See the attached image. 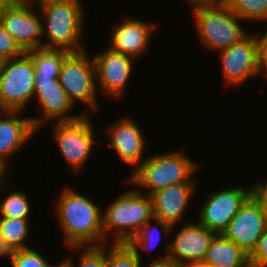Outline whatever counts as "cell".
Listing matches in <instances>:
<instances>
[{
  "label": "cell",
  "instance_id": "484cf974",
  "mask_svg": "<svg viewBox=\"0 0 267 267\" xmlns=\"http://www.w3.org/2000/svg\"><path fill=\"white\" fill-rule=\"evenodd\" d=\"M244 21L267 22V0H222Z\"/></svg>",
  "mask_w": 267,
  "mask_h": 267
},
{
  "label": "cell",
  "instance_id": "83f0119b",
  "mask_svg": "<svg viewBox=\"0 0 267 267\" xmlns=\"http://www.w3.org/2000/svg\"><path fill=\"white\" fill-rule=\"evenodd\" d=\"M144 261L125 243L107 244V267H141Z\"/></svg>",
  "mask_w": 267,
  "mask_h": 267
},
{
  "label": "cell",
  "instance_id": "836d02e7",
  "mask_svg": "<svg viewBox=\"0 0 267 267\" xmlns=\"http://www.w3.org/2000/svg\"><path fill=\"white\" fill-rule=\"evenodd\" d=\"M9 166L10 165H8L0 158V186L10 183L11 178L9 177V168L11 167Z\"/></svg>",
  "mask_w": 267,
  "mask_h": 267
},
{
  "label": "cell",
  "instance_id": "e575fe53",
  "mask_svg": "<svg viewBox=\"0 0 267 267\" xmlns=\"http://www.w3.org/2000/svg\"><path fill=\"white\" fill-rule=\"evenodd\" d=\"M181 1H183L184 3H187L186 5H189L192 9L198 6L215 4L219 2L220 0H181Z\"/></svg>",
  "mask_w": 267,
  "mask_h": 267
},
{
  "label": "cell",
  "instance_id": "e0dca14e",
  "mask_svg": "<svg viewBox=\"0 0 267 267\" xmlns=\"http://www.w3.org/2000/svg\"><path fill=\"white\" fill-rule=\"evenodd\" d=\"M191 221L183 223L169 242L167 259L177 266L204 260L211 240L216 235L197 220Z\"/></svg>",
  "mask_w": 267,
  "mask_h": 267
},
{
  "label": "cell",
  "instance_id": "2e32d148",
  "mask_svg": "<svg viewBox=\"0 0 267 267\" xmlns=\"http://www.w3.org/2000/svg\"><path fill=\"white\" fill-rule=\"evenodd\" d=\"M265 227L263 207L252 194L235 214L223 235L250 255Z\"/></svg>",
  "mask_w": 267,
  "mask_h": 267
},
{
  "label": "cell",
  "instance_id": "5bb4252c",
  "mask_svg": "<svg viewBox=\"0 0 267 267\" xmlns=\"http://www.w3.org/2000/svg\"><path fill=\"white\" fill-rule=\"evenodd\" d=\"M137 124L138 122L128 115H121L105 129L109 141L106 145L114 150L121 161L132 168L131 173L146 159L144 151H148L145 149L148 145L146 136Z\"/></svg>",
  "mask_w": 267,
  "mask_h": 267
},
{
  "label": "cell",
  "instance_id": "d4e9b609",
  "mask_svg": "<svg viewBox=\"0 0 267 267\" xmlns=\"http://www.w3.org/2000/svg\"><path fill=\"white\" fill-rule=\"evenodd\" d=\"M106 246V247H105ZM76 250L79 254L77 261L69 257L62 259L65 267H107V244L98 246H70L67 249ZM76 263L78 265H76Z\"/></svg>",
  "mask_w": 267,
  "mask_h": 267
},
{
  "label": "cell",
  "instance_id": "30bf717a",
  "mask_svg": "<svg viewBox=\"0 0 267 267\" xmlns=\"http://www.w3.org/2000/svg\"><path fill=\"white\" fill-rule=\"evenodd\" d=\"M59 77L35 76L34 98L41 110L40 116H30L34 128L39 132L44 125L54 122H70L80 119L83 112H73L76 108L61 87ZM55 120V121H54Z\"/></svg>",
  "mask_w": 267,
  "mask_h": 267
},
{
  "label": "cell",
  "instance_id": "ac0fdd59",
  "mask_svg": "<svg viewBox=\"0 0 267 267\" xmlns=\"http://www.w3.org/2000/svg\"><path fill=\"white\" fill-rule=\"evenodd\" d=\"M198 183H179L167 186L150 195L153 216L171 226L185 223L184 217ZM185 215V216H184ZM182 220V222H181ZM184 220V221H183Z\"/></svg>",
  "mask_w": 267,
  "mask_h": 267
},
{
  "label": "cell",
  "instance_id": "cb8c5ba5",
  "mask_svg": "<svg viewBox=\"0 0 267 267\" xmlns=\"http://www.w3.org/2000/svg\"><path fill=\"white\" fill-rule=\"evenodd\" d=\"M35 65V76L59 77L64 59L71 53L63 49H34L27 51Z\"/></svg>",
  "mask_w": 267,
  "mask_h": 267
},
{
  "label": "cell",
  "instance_id": "f1b7e54d",
  "mask_svg": "<svg viewBox=\"0 0 267 267\" xmlns=\"http://www.w3.org/2000/svg\"><path fill=\"white\" fill-rule=\"evenodd\" d=\"M24 53L17 41L0 25V57L6 60L20 57Z\"/></svg>",
  "mask_w": 267,
  "mask_h": 267
},
{
  "label": "cell",
  "instance_id": "d6986e66",
  "mask_svg": "<svg viewBox=\"0 0 267 267\" xmlns=\"http://www.w3.org/2000/svg\"><path fill=\"white\" fill-rule=\"evenodd\" d=\"M24 114L23 111H9L0 119V158L8 165L11 157L38 133L31 117Z\"/></svg>",
  "mask_w": 267,
  "mask_h": 267
},
{
  "label": "cell",
  "instance_id": "5b68a950",
  "mask_svg": "<svg viewBox=\"0 0 267 267\" xmlns=\"http://www.w3.org/2000/svg\"><path fill=\"white\" fill-rule=\"evenodd\" d=\"M191 10L197 38L206 50L219 52L240 42L250 33L241 25L244 20L222 0Z\"/></svg>",
  "mask_w": 267,
  "mask_h": 267
},
{
  "label": "cell",
  "instance_id": "9c48e42d",
  "mask_svg": "<svg viewBox=\"0 0 267 267\" xmlns=\"http://www.w3.org/2000/svg\"><path fill=\"white\" fill-rule=\"evenodd\" d=\"M254 184L248 188L237 185L211 191L201 203L197 221L215 234H223L241 206L253 194Z\"/></svg>",
  "mask_w": 267,
  "mask_h": 267
},
{
  "label": "cell",
  "instance_id": "1f68e13d",
  "mask_svg": "<svg viewBox=\"0 0 267 267\" xmlns=\"http://www.w3.org/2000/svg\"><path fill=\"white\" fill-rule=\"evenodd\" d=\"M253 195L260 201L263 207L265 223L267 225V179L255 181Z\"/></svg>",
  "mask_w": 267,
  "mask_h": 267
},
{
  "label": "cell",
  "instance_id": "44dd1931",
  "mask_svg": "<svg viewBox=\"0 0 267 267\" xmlns=\"http://www.w3.org/2000/svg\"><path fill=\"white\" fill-rule=\"evenodd\" d=\"M31 219L0 217V258L12 250L29 248Z\"/></svg>",
  "mask_w": 267,
  "mask_h": 267
},
{
  "label": "cell",
  "instance_id": "277c9868",
  "mask_svg": "<svg viewBox=\"0 0 267 267\" xmlns=\"http://www.w3.org/2000/svg\"><path fill=\"white\" fill-rule=\"evenodd\" d=\"M102 217L105 245L127 244L154 218L151 197L136 187L127 189L106 204Z\"/></svg>",
  "mask_w": 267,
  "mask_h": 267
},
{
  "label": "cell",
  "instance_id": "52a82bcc",
  "mask_svg": "<svg viewBox=\"0 0 267 267\" xmlns=\"http://www.w3.org/2000/svg\"><path fill=\"white\" fill-rule=\"evenodd\" d=\"M90 116L83 115L76 121L54 122L51 128V138L56 142L65 164L75 175L83 173L84 166L94 153L92 150L99 144Z\"/></svg>",
  "mask_w": 267,
  "mask_h": 267
},
{
  "label": "cell",
  "instance_id": "4316f807",
  "mask_svg": "<svg viewBox=\"0 0 267 267\" xmlns=\"http://www.w3.org/2000/svg\"><path fill=\"white\" fill-rule=\"evenodd\" d=\"M2 257L3 260L4 258L10 260V267H60L62 265V260L57 265L51 263L34 247L12 250L5 253Z\"/></svg>",
  "mask_w": 267,
  "mask_h": 267
},
{
  "label": "cell",
  "instance_id": "7a4b0ae2",
  "mask_svg": "<svg viewBox=\"0 0 267 267\" xmlns=\"http://www.w3.org/2000/svg\"><path fill=\"white\" fill-rule=\"evenodd\" d=\"M35 4L42 16L44 49H63L69 52L88 49L82 40L88 16L82 0Z\"/></svg>",
  "mask_w": 267,
  "mask_h": 267
},
{
  "label": "cell",
  "instance_id": "ba28073f",
  "mask_svg": "<svg viewBox=\"0 0 267 267\" xmlns=\"http://www.w3.org/2000/svg\"><path fill=\"white\" fill-rule=\"evenodd\" d=\"M34 85L35 65L27 52L20 57L3 60L0 69V102L9 111L27 110V105L34 98Z\"/></svg>",
  "mask_w": 267,
  "mask_h": 267
},
{
  "label": "cell",
  "instance_id": "8d00e7d4",
  "mask_svg": "<svg viewBox=\"0 0 267 267\" xmlns=\"http://www.w3.org/2000/svg\"><path fill=\"white\" fill-rule=\"evenodd\" d=\"M12 0H0V20L3 17L5 8L10 4Z\"/></svg>",
  "mask_w": 267,
  "mask_h": 267
},
{
  "label": "cell",
  "instance_id": "7402d4cb",
  "mask_svg": "<svg viewBox=\"0 0 267 267\" xmlns=\"http://www.w3.org/2000/svg\"><path fill=\"white\" fill-rule=\"evenodd\" d=\"M155 221V224H152ZM175 225L163 222L157 218L148 221L143 227L140 228L138 233L127 243V245L137 254L138 258L142 260L141 252H149L158 247L160 240L169 237L175 230ZM172 233V234H170ZM161 234V235H160ZM163 234V235H162ZM142 250V251H140Z\"/></svg>",
  "mask_w": 267,
  "mask_h": 267
},
{
  "label": "cell",
  "instance_id": "f546056e",
  "mask_svg": "<svg viewBox=\"0 0 267 267\" xmlns=\"http://www.w3.org/2000/svg\"><path fill=\"white\" fill-rule=\"evenodd\" d=\"M250 267H267V225L255 249L249 255Z\"/></svg>",
  "mask_w": 267,
  "mask_h": 267
},
{
  "label": "cell",
  "instance_id": "9a60e30c",
  "mask_svg": "<svg viewBox=\"0 0 267 267\" xmlns=\"http://www.w3.org/2000/svg\"><path fill=\"white\" fill-rule=\"evenodd\" d=\"M157 22H148L129 14L111 27L109 48L138 60L150 48Z\"/></svg>",
  "mask_w": 267,
  "mask_h": 267
},
{
  "label": "cell",
  "instance_id": "f35d334b",
  "mask_svg": "<svg viewBox=\"0 0 267 267\" xmlns=\"http://www.w3.org/2000/svg\"><path fill=\"white\" fill-rule=\"evenodd\" d=\"M34 3H49V2H61L70 0H32Z\"/></svg>",
  "mask_w": 267,
  "mask_h": 267
},
{
  "label": "cell",
  "instance_id": "603a6c76",
  "mask_svg": "<svg viewBox=\"0 0 267 267\" xmlns=\"http://www.w3.org/2000/svg\"><path fill=\"white\" fill-rule=\"evenodd\" d=\"M0 186V217L32 219L31 211L32 205L30 204V196L23 190H13L8 192L10 184ZM8 194L6 195V192ZM5 196H3L2 194ZM2 195V196H1ZM29 196V197H28Z\"/></svg>",
  "mask_w": 267,
  "mask_h": 267
},
{
  "label": "cell",
  "instance_id": "74e56055",
  "mask_svg": "<svg viewBox=\"0 0 267 267\" xmlns=\"http://www.w3.org/2000/svg\"><path fill=\"white\" fill-rule=\"evenodd\" d=\"M9 110L0 102V119L8 113ZM2 113V114H1Z\"/></svg>",
  "mask_w": 267,
  "mask_h": 267
},
{
  "label": "cell",
  "instance_id": "4fadbf2b",
  "mask_svg": "<svg viewBox=\"0 0 267 267\" xmlns=\"http://www.w3.org/2000/svg\"><path fill=\"white\" fill-rule=\"evenodd\" d=\"M92 55L95 64L96 84L99 93L109 99L123 98L127 83L132 78L137 60L112 51L108 46ZM134 68V69H133ZM124 94V95H123Z\"/></svg>",
  "mask_w": 267,
  "mask_h": 267
},
{
  "label": "cell",
  "instance_id": "6da1fadb",
  "mask_svg": "<svg viewBox=\"0 0 267 267\" xmlns=\"http://www.w3.org/2000/svg\"><path fill=\"white\" fill-rule=\"evenodd\" d=\"M78 192L71 186H65L56 199L55 214L64 245L66 247L104 245L102 207L84 193Z\"/></svg>",
  "mask_w": 267,
  "mask_h": 267
},
{
  "label": "cell",
  "instance_id": "7c38bea8",
  "mask_svg": "<svg viewBox=\"0 0 267 267\" xmlns=\"http://www.w3.org/2000/svg\"><path fill=\"white\" fill-rule=\"evenodd\" d=\"M223 84L236 89L248 80L259 77L258 41L250 32L240 42L218 52Z\"/></svg>",
  "mask_w": 267,
  "mask_h": 267
},
{
  "label": "cell",
  "instance_id": "d6a6232c",
  "mask_svg": "<svg viewBox=\"0 0 267 267\" xmlns=\"http://www.w3.org/2000/svg\"><path fill=\"white\" fill-rule=\"evenodd\" d=\"M169 242L164 246L165 249H163V256L160 254V256L156 257V258H150V264L147 265L148 267H177V265H175L172 261H170L169 259H167L168 253H169ZM145 266V267H147ZM141 267H144L141 264Z\"/></svg>",
  "mask_w": 267,
  "mask_h": 267
},
{
  "label": "cell",
  "instance_id": "8992f818",
  "mask_svg": "<svg viewBox=\"0 0 267 267\" xmlns=\"http://www.w3.org/2000/svg\"><path fill=\"white\" fill-rule=\"evenodd\" d=\"M58 80L74 106L77 102L86 105V110H82L84 115L99 111L95 64L87 49L71 52L64 59Z\"/></svg>",
  "mask_w": 267,
  "mask_h": 267
},
{
  "label": "cell",
  "instance_id": "4dcf8cb0",
  "mask_svg": "<svg viewBox=\"0 0 267 267\" xmlns=\"http://www.w3.org/2000/svg\"><path fill=\"white\" fill-rule=\"evenodd\" d=\"M255 32L258 41V69L259 77L267 79V28L265 31ZM267 82V81H266Z\"/></svg>",
  "mask_w": 267,
  "mask_h": 267
},
{
  "label": "cell",
  "instance_id": "3957f363",
  "mask_svg": "<svg viewBox=\"0 0 267 267\" xmlns=\"http://www.w3.org/2000/svg\"><path fill=\"white\" fill-rule=\"evenodd\" d=\"M184 151L181 149L147 155L148 157L127 176L128 178L126 177L127 185L135 186L150 196L173 184L198 183L193 176L199 170V164L192 161Z\"/></svg>",
  "mask_w": 267,
  "mask_h": 267
},
{
  "label": "cell",
  "instance_id": "ab89813d",
  "mask_svg": "<svg viewBox=\"0 0 267 267\" xmlns=\"http://www.w3.org/2000/svg\"><path fill=\"white\" fill-rule=\"evenodd\" d=\"M2 62H3V59L0 57V69H1Z\"/></svg>",
  "mask_w": 267,
  "mask_h": 267
},
{
  "label": "cell",
  "instance_id": "ffe728a7",
  "mask_svg": "<svg viewBox=\"0 0 267 267\" xmlns=\"http://www.w3.org/2000/svg\"><path fill=\"white\" fill-rule=\"evenodd\" d=\"M204 260L218 267H250L249 255L223 234L213 237Z\"/></svg>",
  "mask_w": 267,
  "mask_h": 267
},
{
  "label": "cell",
  "instance_id": "d590c367",
  "mask_svg": "<svg viewBox=\"0 0 267 267\" xmlns=\"http://www.w3.org/2000/svg\"><path fill=\"white\" fill-rule=\"evenodd\" d=\"M177 267H218V266L205 260H199L190 263L180 264Z\"/></svg>",
  "mask_w": 267,
  "mask_h": 267
},
{
  "label": "cell",
  "instance_id": "8fae6325",
  "mask_svg": "<svg viewBox=\"0 0 267 267\" xmlns=\"http://www.w3.org/2000/svg\"><path fill=\"white\" fill-rule=\"evenodd\" d=\"M0 25L25 52L43 48L42 16L32 0H12L3 12Z\"/></svg>",
  "mask_w": 267,
  "mask_h": 267
}]
</instances>
